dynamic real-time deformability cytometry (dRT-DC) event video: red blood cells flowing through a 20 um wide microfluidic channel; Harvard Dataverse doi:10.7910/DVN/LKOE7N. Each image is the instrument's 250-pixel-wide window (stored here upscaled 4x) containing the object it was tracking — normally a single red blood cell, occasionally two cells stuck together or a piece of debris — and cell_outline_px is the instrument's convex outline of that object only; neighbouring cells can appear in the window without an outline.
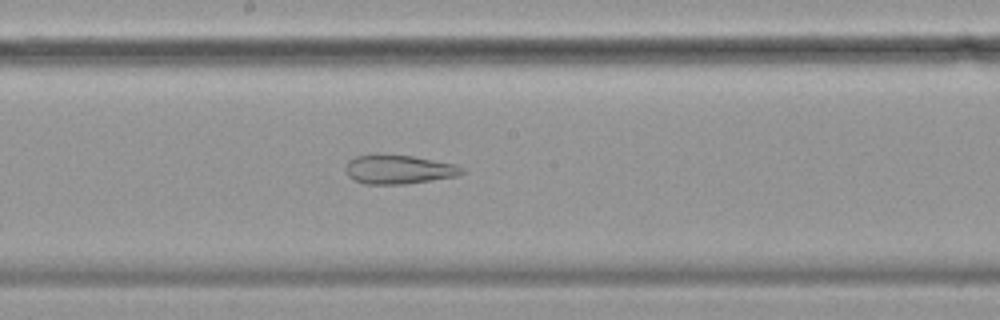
{"species": "common noctule bat (a hibernating species)", "species_latin": "Nyctalus noctula", "temperature_condition": "cold", "stored_images_in_passage": 58, "camera_frame_rate_fps": 3000, "um_per_image_px": 0.085, "animal": {"sex": "female", "body_mass_g": 19.9}, "frame": {"image": 1, "passage_image": 31, "time_ms": 10.0, "image_size_px": [1000, 320], "cell_outline_px": [[468, 172], [456, 176], [432, 180], [404, 184], [364, 184], [352, 180], [348, 176], [344, 168], [348, 160], [356, 156], [376, 152], [412, 156], [456, 164], [464, 168]], "centroid_in_image_um": [33.85, 14.38], "position_along_channel_um": 214.3, "area_um2": 20.29}}
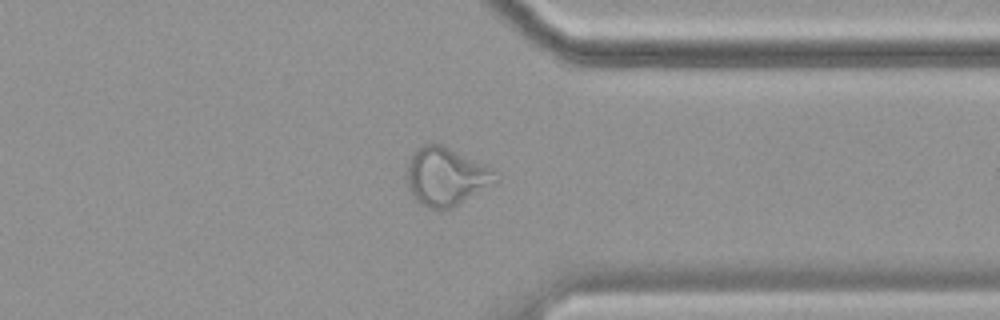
{"frame": {"image": 2, "passage_image": 45, "time_ms": 14.667, "image_size_px": [1000, 320], "cell_outline_px": [[496, 180], [452, 208], [428, 208], [420, 204], [412, 196], [408, 184], [408, 160], [412, 152], [416, 148], [432, 140], [444, 144], [484, 164], [492, 172]], "centroid_in_image_um": [37.81, 14.94], "position_along_channel_um": 373.6, "area_um2": 29.59}}
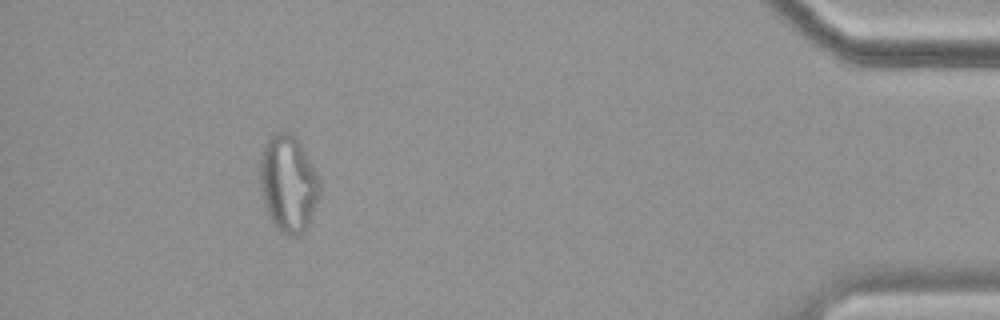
{"frame": {"image": 3, "passage_image": 53, "time_ms": 17.333, "image_size_px": [1000, 320], "cell_outline_px": [[320, 192], [316, 204], [308, 224], [304, 232], [296, 236], [288, 236], [280, 232], [276, 228], [268, 212], [260, 188], [260, 160], [264, 144], [272, 132], [288, 132], [296, 136], [320, 176]], "centroid_in_image_um": [24.51, 15.57], "position_along_channel_um": 410.7, "area_um2": 33.87}}